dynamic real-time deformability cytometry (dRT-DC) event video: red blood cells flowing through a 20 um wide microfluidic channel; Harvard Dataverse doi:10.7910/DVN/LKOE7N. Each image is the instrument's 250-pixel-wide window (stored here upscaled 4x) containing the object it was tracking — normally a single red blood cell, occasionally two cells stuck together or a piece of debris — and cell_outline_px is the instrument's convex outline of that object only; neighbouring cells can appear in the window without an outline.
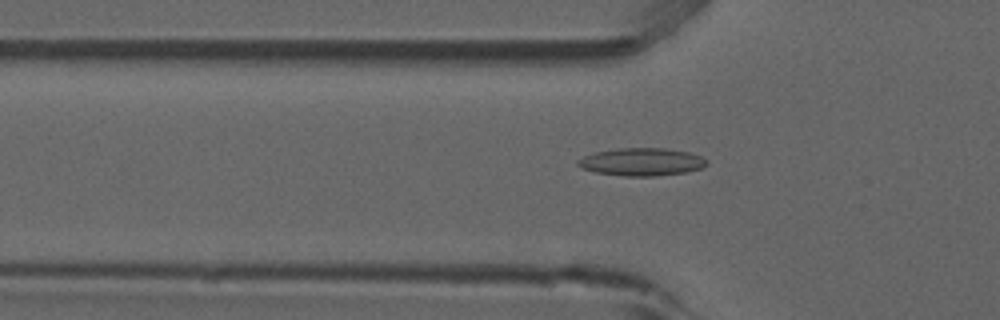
{"species": "common noctule bat (a hibernating species)", "species_latin": "Nyctalus noctula", "temperature_condition": "room temperature", "stored_images_in_passage": 46, "camera_frame_rate_fps": 3000, "um_per_image_px": 0.085, "animal": {"sex": "male", "forearm_length_mm": 52.5}, "frame": {"image": 1, "passage_image": 10, "time_ms": 3.0, "image_size_px": [1000, 320], "cell_outline_px": [[708, 164], [700, 168], [684, 172], [652, 176], [624, 176], [596, 172], [584, 168], [576, 164], [576, 160], [584, 156], [596, 152], [620, 148], [664, 148], [688, 152], [700, 156], [708, 160]], "centroid_in_image_um": [54.54, 13.75], "position_along_channel_um": 71.3, "area_um2": 20.58}}
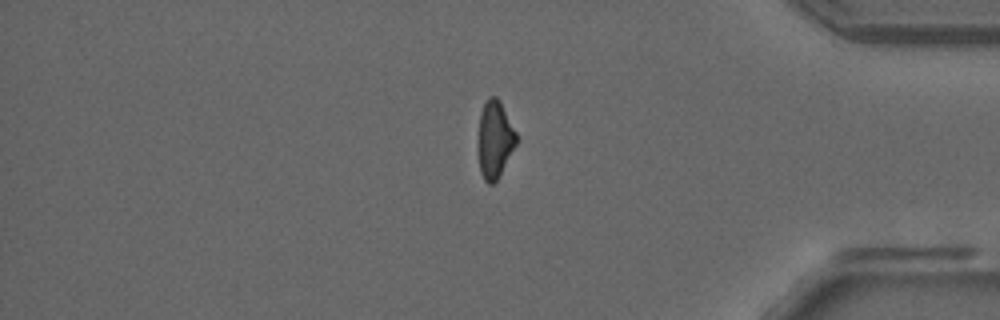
{"frame": {"image": 2, "passage_image": 37, "time_ms": 12.0, "image_size_px": [1000, 320], "cell_outline_px": [[516, 144], [496, 180], [492, 184], [488, 184], [484, 180], [480, 172], [476, 148], [476, 140], [480, 112], [488, 96], [496, 96], [500, 100], [516, 132]], "centroid_in_image_um": [41.99, 11.83], "position_along_channel_um": 393.2, "area_um2": 17.51}}
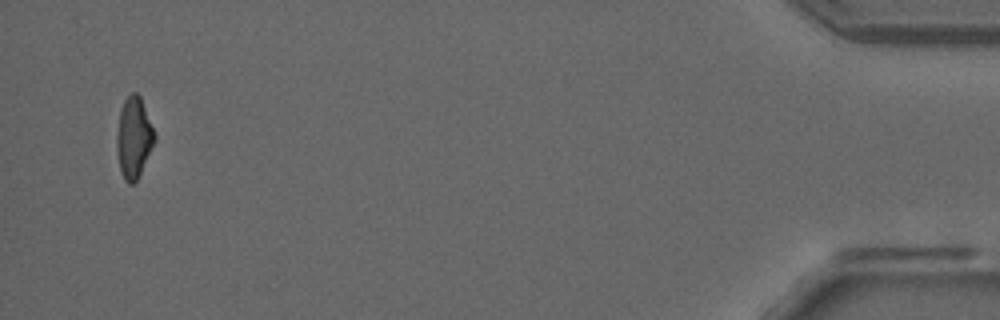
{"frame": {"image": 3, "passage_image": 44, "time_ms": 14.333, "image_size_px": [1000, 320], "cell_outline_px": [[156, 136], [140, 172], [136, 180], [132, 184], [128, 184], [124, 180], [120, 168], [116, 148], [116, 136], [120, 112], [124, 100], [132, 92], [136, 92], [140, 96]], "centroid_in_image_um": [11.34, 11.68], "position_along_channel_um": 423.9, "area_um2": 17.34}, "authors_computed_cell_mechanics": {"area_um2": 18.0047, "velocity_mm_per_s": 3.8716, "shape_relaxation_time_tau1_ms": null, "shape_relaxation_time_tau2_ms": 3.0822, "deformation_change_tau1": null, "deformation_change_tau2": 0.0965}}